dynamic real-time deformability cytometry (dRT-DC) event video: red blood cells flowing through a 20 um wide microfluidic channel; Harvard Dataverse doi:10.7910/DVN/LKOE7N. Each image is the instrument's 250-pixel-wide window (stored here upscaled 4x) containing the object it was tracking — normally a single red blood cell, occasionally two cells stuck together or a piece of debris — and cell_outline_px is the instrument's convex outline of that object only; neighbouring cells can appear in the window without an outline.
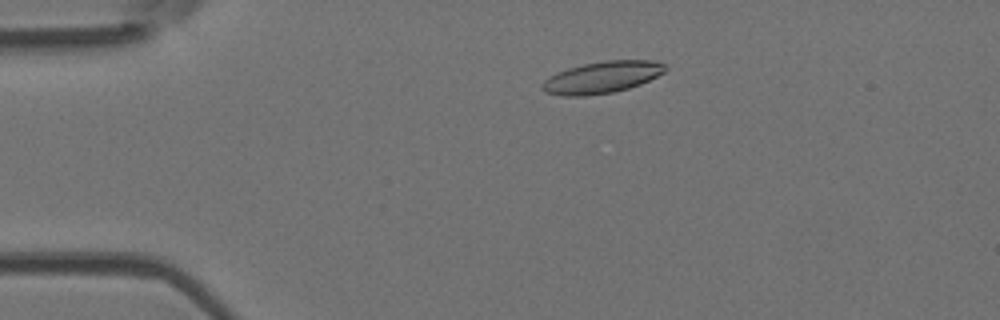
{"species": "Egyptian fruit bat (a non-hibernating species)", "species_latin": "Rousettus aegyptiacus", "temperature_condition": "room temperature", "stored_images_in_passage": 47, "camera_frame_rate_fps": 3000, "um_per_image_px": 0.085, "animal": {"sex": "female"}, "frame": {"image": 1, "passage_image": 5, "time_ms": 1.333, "image_size_px": [1000, 320], "cell_outline_px": [[668, 68], [664, 72], [640, 84], [628, 88], [612, 92], [588, 96], [564, 96], [544, 92], [540, 88], [540, 84], [548, 76], [556, 72], [568, 68], [584, 64], [608, 60], [652, 60], [668, 64]], "centroid_in_image_um": [51.14, 6.57], "position_along_channel_um": 33.9, "area_um2": 22.95}}
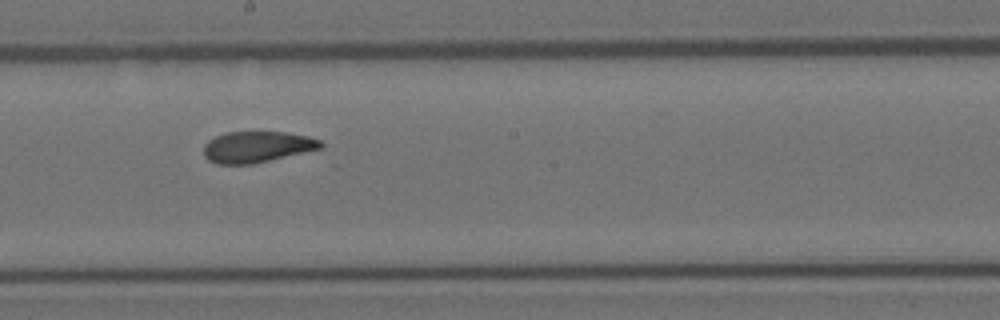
{"frame": {"image": 2, "passage_image": 23, "time_ms": 7.333, "image_size_px": [1000, 320], "cell_outline_px": [[324, 144], [320, 148], [252, 164], [216, 164], [208, 160], [204, 156], [204, 144], [208, 140], [224, 132], [284, 132], [308, 136], [320, 140]], "centroid_in_image_um": [21.79, 12.48], "position_along_channel_um": 226.4, "area_um2": 21.1}}
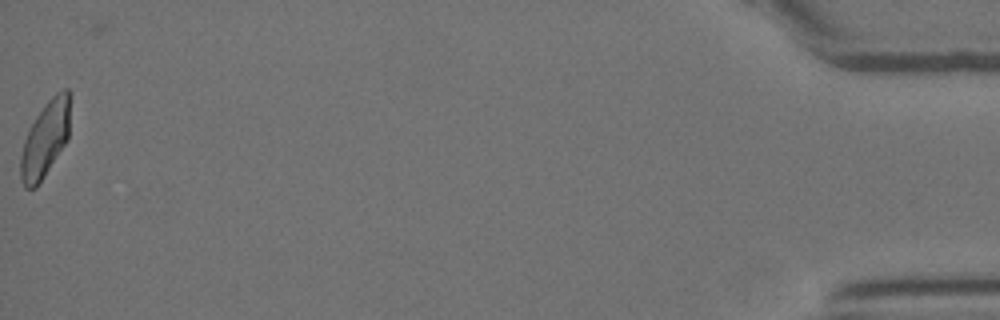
{"frame": {"image": 3, "passage_image": 46, "time_ms": 15.0, "image_size_px": [1000, 320], "cell_outline_px": [[68, 140], [36, 188], [24, 188], [20, 176], [20, 156], [24, 140], [36, 116], [48, 100], [56, 92], [64, 88], [68, 88]], "centroid_in_image_um": [3.81, 11.87], "position_along_channel_um": 431.4, "area_um2": 21.44}, "authors_computed_cell_mechanics": {"area_um2": 22.0218, "velocity_mm_per_s": 3.9656, "shape_relaxation_time_tau1_ms": 6.392, "shape_relaxation_time_tau2_ms": 1.8256, "deformation_change_tau1": 0.1819, "deformation_change_tau2": 0.0803}}